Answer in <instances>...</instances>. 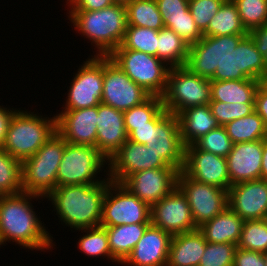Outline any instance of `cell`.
<instances>
[{"mask_svg":"<svg viewBox=\"0 0 267 266\" xmlns=\"http://www.w3.org/2000/svg\"><path fill=\"white\" fill-rule=\"evenodd\" d=\"M44 200L41 196L20 192L7 194L0 199V248L14 243L31 251L54 250L53 234L34 210L32 200ZM43 222V223H42ZM54 247V248H53Z\"/></svg>","mask_w":267,"mask_h":266,"instance_id":"cell-1","label":"cell"},{"mask_svg":"<svg viewBox=\"0 0 267 266\" xmlns=\"http://www.w3.org/2000/svg\"><path fill=\"white\" fill-rule=\"evenodd\" d=\"M110 182L108 177L96 184L56 187L47 200L51 202L52 212H56L59 222L70 227L71 231L98 227L102 218L103 199Z\"/></svg>","mask_w":267,"mask_h":266,"instance_id":"cell-2","label":"cell"},{"mask_svg":"<svg viewBox=\"0 0 267 266\" xmlns=\"http://www.w3.org/2000/svg\"><path fill=\"white\" fill-rule=\"evenodd\" d=\"M66 13L76 32L95 47L92 51L95 52V56H109L121 45L127 29V12L124 4L114 3L97 11Z\"/></svg>","mask_w":267,"mask_h":266,"instance_id":"cell-3","label":"cell"},{"mask_svg":"<svg viewBox=\"0 0 267 266\" xmlns=\"http://www.w3.org/2000/svg\"><path fill=\"white\" fill-rule=\"evenodd\" d=\"M50 116L20 108L10 121L2 148L21 161L33 156L56 132V115Z\"/></svg>","mask_w":267,"mask_h":266,"instance_id":"cell-4","label":"cell"},{"mask_svg":"<svg viewBox=\"0 0 267 266\" xmlns=\"http://www.w3.org/2000/svg\"><path fill=\"white\" fill-rule=\"evenodd\" d=\"M66 143L56 131L33 156L22 161L23 192L47 198L55 190Z\"/></svg>","mask_w":267,"mask_h":266,"instance_id":"cell-5","label":"cell"},{"mask_svg":"<svg viewBox=\"0 0 267 266\" xmlns=\"http://www.w3.org/2000/svg\"><path fill=\"white\" fill-rule=\"evenodd\" d=\"M108 165L109 161L97 147L66 143L57 172L56 187L100 183L108 178ZM100 172L106 176L99 177Z\"/></svg>","mask_w":267,"mask_h":266,"instance_id":"cell-6","label":"cell"},{"mask_svg":"<svg viewBox=\"0 0 267 266\" xmlns=\"http://www.w3.org/2000/svg\"><path fill=\"white\" fill-rule=\"evenodd\" d=\"M161 97L164 108L176 116L186 108L207 105L211 101L210 79L191 73L185 66L172 67Z\"/></svg>","mask_w":267,"mask_h":266,"instance_id":"cell-7","label":"cell"},{"mask_svg":"<svg viewBox=\"0 0 267 266\" xmlns=\"http://www.w3.org/2000/svg\"><path fill=\"white\" fill-rule=\"evenodd\" d=\"M109 57L137 85L151 95L162 96L170 67L156 56L130 49H115Z\"/></svg>","mask_w":267,"mask_h":266,"instance_id":"cell-8","label":"cell"},{"mask_svg":"<svg viewBox=\"0 0 267 266\" xmlns=\"http://www.w3.org/2000/svg\"><path fill=\"white\" fill-rule=\"evenodd\" d=\"M151 224V207L121 183L111 181L103 203L100 226Z\"/></svg>","mask_w":267,"mask_h":266,"instance_id":"cell-9","label":"cell"},{"mask_svg":"<svg viewBox=\"0 0 267 266\" xmlns=\"http://www.w3.org/2000/svg\"><path fill=\"white\" fill-rule=\"evenodd\" d=\"M170 167L183 170L185 145L181 139L178 117L163 108L149 121L148 141L145 144Z\"/></svg>","mask_w":267,"mask_h":266,"instance_id":"cell-10","label":"cell"},{"mask_svg":"<svg viewBox=\"0 0 267 266\" xmlns=\"http://www.w3.org/2000/svg\"><path fill=\"white\" fill-rule=\"evenodd\" d=\"M92 56V57H91ZM62 109L98 106L103 94V56L90 55L73 73Z\"/></svg>","mask_w":267,"mask_h":266,"instance_id":"cell-11","label":"cell"},{"mask_svg":"<svg viewBox=\"0 0 267 266\" xmlns=\"http://www.w3.org/2000/svg\"><path fill=\"white\" fill-rule=\"evenodd\" d=\"M246 35L203 36L189 45L185 67L193 74L210 79Z\"/></svg>","mask_w":267,"mask_h":266,"instance_id":"cell-12","label":"cell"},{"mask_svg":"<svg viewBox=\"0 0 267 266\" xmlns=\"http://www.w3.org/2000/svg\"><path fill=\"white\" fill-rule=\"evenodd\" d=\"M177 187L186 196L194 223L200 227L228 207V191L210 184L200 183L179 172Z\"/></svg>","mask_w":267,"mask_h":266,"instance_id":"cell-13","label":"cell"},{"mask_svg":"<svg viewBox=\"0 0 267 266\" xmlns=\"http://www.w3.org/2000/svg\"><path fill=\"white\" fill-rule=\"evenodd\" d=\"M151 96L137 85L109 56H103V94L101 103L127 111Z\"/></svg>","mask_w":267,"mask_h":266,"instance_id":"cell-14","label":"cell"},{"mask_svg":"<svg viewBox=\"0 0 267 266\" xmlns=\"http://www.w3.org/2000/svg\"><path fill=\"white\" fill-rule=\"evenodd\" d=\"M253 79L265 82L264 57L253 39L247 34L237 47L216 68L210 80Z\"/></svg>","mask_w":267,"mask_h":266,"instance_id":"cell-15","label":"cell"},{"mask_svg":"<svg viewBox=\"0 0 267 266\" xmlns=\"http://www.w3.org/2000/svg\"><path fill=\"white\" fill-rule=\"evenodd\" d=\"M170 167L150 147L127 139L120 149L109 159L108 177L122 183L128 176L147 169Z\"/></svg>","mask_w":267,"mask_h":266,"instance_id":"cell-16","label":"cell"},{"mask_svg":"<svg viewBox=\"0 0 267 266\" xmlns=\"http://www.w3.org/2000/svg\"><path fill=\"white\" fill-rule=\"evenodd\" d=\"M151 224L171 236L198 228L186 196L178 187L151 206Z\"/></svg>","mask_w":267,"mask_h":266,"instance_id":"cell-17","label":"cell"},{"mask_svg":"<svg viewBox=\"0 0 267 266\" xmlns=\"http://www.w3.org/2000/svg\"><path fill=\"white\" fill-rule=\"evenodd\" d=\"M179 172L173 167L142 170L128 176L121 184L151 207L177 187Z\"/></svg>","mask_w":267,"mask_h":266,"instance_id":"cell-18","label":"cell"},{"mask_svg":"<svg viewBox=\"0 0 267 266\" xmlns=\"http://www.w3.org/2000/svg\"><path fill=\"white\" fill-rule=\"evenodd\" d=\"M182 171L197 182L217 186L227 191L230 188L226 158L200 150L194 144L185 147Z\"/></svg>","mask_w":267,"mask_h":266,"instance_id":"cell-19","label":"cell"},{"mask_svg":"<svg viewBox=\"0 0 267 266\" xmlns=\"http://www.w3.org/2000/svg\"><path fill=\"white\" fill-rule=\"evenodd\" d=\"M56 113V131L67 143L96 147L98 106Z\"/></svg>","mask_w":267,"mask_h":266,"instance_id":"cell-20","label":"cell"},{"mask_svg":"<svg viewBox=\"0 0 267 266\" xmlns=\"http://www.w3.org/2000/svg\"><path fill=\"white\" fill-rule=\"evenodd\" d=\"M228 207L244 221L267 219V180H251L230 186Z\"/></svg>","mask_w":267,"mask_h":266,"instance_id":"cell-21","label":"cell"},{"mask_svg":"<svg viewBox=\"0 0 267 266\" xmlns=\"http://www.w3.org/2000/svg\"><path fill=\"white\" fill-rule=\"evenodd\" d=\"M172 236L150 224L123 266H167Z\"/></svg>","mask_w":267,"mask_h":266,"instance_id":"cell-22","label":"cell"},{"mask_svg":"<svg viewBox=\"0 0 267 266\" xmlns=\"http://www.w3.org/2000/svg\"><path fill=\"white\" fill-rule=\"evenodd\" d=\"M263 140L235 143L227 155L230 186L261 179Z\"/></svg>","mask_w":267,"mask_h":266,"instance_id":"cell-23","label":"cell"},{"mask_svg":"<svg viewBox=\"0 0 267 266\" xmlns=\"http://www.w3.org/2000/svg\"><path fill=\"white\" fill-rule=\"evenodd\" d=\"M96 147L109 159L128 139L122 111L100 103L97 116Z\"/></svg>","mask_w":267,"mask_h":266,"instance_id":"cell-24","label":"cell"},{"mask_svg":"<svg viewBox=\"0 0 267 266\" xmlns=\"http://www.w3.org/2000/svg\"><path fill=\"white\" fill-rule=\"evenodd\" d=\"M206 243L198 228L172 236L167 266H198Z\"/></svg>","mask_w":267,"mask_h":266,"instance_id":"cell-25","label":"cell"},{"mask_svg":"<svg viewBox=\"0 0 267 266\" xmlns=\"http://www.w3.org/2000/svg\"><path fill=\"white\" fill-rule=\"evenodd\" d=\"M183 144H194L209 131L218 128L216 118L212 115L209 104L186 108L177 115Z\"/></svg>","mask_w":267,"mask_h":266,"instance_id":"cell-26","label":"cell"},{"mask_svg":"<svg viewBox=\"0 0 267 266\" xmlns=\"http://www.w3.org/2000/svg\"><path fill=\"white\" fill-rule=\"evenodd\" d=\"M244 220L227 207L223 212L203 223L198 229L205 241L211 243L238 244Z\"/></svg>","mask_w":267,"mask_h":266,"instance_id":"cell-27","label":"cell"},{"mask_svg":"<svg viewBox=\"0 0 267 266\" xmlns=\"http://www.w3.org/2000/svg\"><path fill=\"white\" fill-rule=\"evenodd\" d=\"M261 83V81L253 79L210 80L211 101L255 103V95Z\"/></svg>","mask_w":267,"mask_h":266,"instance_id":"cell-28","label":"cell"},{"mask_svg":"<svg viewBox=\"0 0 267 266\" xmlns=\"http://www.w3.org/2000/svg\"><path fill=\"white\" fill-rule=\"evenodd\" d=\"M150 224L104 227L108 234L111 255L121 264L134 249Z\"/></svg>","mask_w":267,"mask_h":266,"instance_id":"cell-29","label":"cell"},{"mask_svg":"<svg viewBox=\"0 0 267 266\" xmlns=\"http://www.w3.org/2000/svg\"><path fill=\"white\" fill-rule=\"evenodd\" d=\"M189 44L168 28L158 31L157 58L170 68L183 67L188 58Z\"/></svg>","mask_w":267,"mask_h":266,"instance_id":"cell-30","label":"cell"},{"mask_svg":"<svg viewBox=\"0 0 267 266\" xmlns=\"http://www.w3.org/2000/svg\"><path fill=\"white\" fill-rule=\"evenodd\" d=\"M248 34L232 0H226L208 24L204 36Z\"/></svg>","mask_w":267,"mask_h":266,"instance_id":"cell-31","label":"cell"},{"mask_svg":"<svg viewBox=\"0 0 267 266\" xmlns=\"http://www.w3.org/2000/svg\"><path fill=\"white\" fill-rule=\"evenodd\" d=\"M224 127L234 144L267 138V129L264 126L263 119L256 111L245 117L235 119Z\"/></svg>","mask_w":267,"mask_h":266,"instance_id":"cell-32","label":"cell"},{"mask_svg":"<svg viewBox=\"0 0 267 266\" xmlns=\"http://www.w3.org/2000/svg\"><path fill=\"white\" fill-rule=\"evenodd\" d=\"M127 25L155 30L164 28L156 0H132L126 5Z\"/></svg>","mask_w":267,"mask_h":266,"instance_id":"cell-33","label":"cell"},{"mask_svg":"<svg viewBox=\"0 0 267 266\" xmlns=\"http://www.w3.org/2000/svg\"><path fill=\"white\" fill-rule=\"evenodd\" d=\"M78 231H81L83 233V235L79 237V240L76 243L81 253L87 255L88 258H99L100 256V258L103 257L104 259L107 257L108 260L120 264L111 255L108 242V234L104 227L98 226L94 228H84L78 229Z\"/></svg>","mask_w":267,"mask_h":266,"instance_id":"cell-34","label":"cell"},{"mask_svg":"<svg viewBox=\"0 0 267 266\" xmlns=\"http://www.w3.org/2000/svg\"><path fill=\"white\" fill-rule=\"evenodd\" d=\"M158 30L127 25L124 39L116 49H130L157 57Z\"/></svg>","mask_w":267,"mask_h":266,"instance_id":"cell-35","label":"cell"},{"mask_svg":"<svg viewBox=\"0 0 267 266\" xmlns=\"http://www.w3.org/2000/svg\"><path fill=\"white\" fill-rule=\"evenodd\" d=\"M0 191L4 194H17L22 189V161L12 157L0 148Z\"/></svg>","mask_w":267,"mask_h":266,"instance_id":"cell-36","label":"cell"},{"mask_svg":"<svg viewBox=\"0 0 267 266\" xmlns=\"http://www.w3.org/2000/svg\"><path fill=\"white\" fill-rule=\"evenodd\" d=\"M163 108L162 97L151 95L143 103L124 111V123L127 135L132 132V126L149 125V121Z\"/></svg>","mask_w":267,"mask_h":266,"instance_id":"cell-37","label":"cell"},{"mask_svg":"<svg viewBox=\"0 0 267 266\" xmlns=\"http://www.w3.org/2000/svg\"><path fill=\"white\" fill-rule=\"evenodd\" d=\"M237 248L265 253L267 251V219L244 221Z\"/></svg>","mask_w":267,"mask_h":266,"instance_id":"cell-38","label":"cell"},{"mask_svg":"<svg viewBox=\"0 0 267 266\" xmlns=\"http://www.w3.org/2000/svg\"><path fill=\"white\" fill-rule=\"evenodd\" d=\"M247 32L267 24V0H232Z\"/></svg>","mask_w":267,"mask_h":266,"instance_id":"cell-39","label":"cell"},{"mask_svg":"<svg viewBox=\"0 0 267 266\" xmlns=\"http://www.w3.org/2000/svg\"><path fill=\"white\" fill-rule=\"evenodd\" d=\"M194 145L215 155L227 157L234 143L231 141L224 126H219L198 139Z\"/></svg>","mask_w":267,"mask_h":266,"instance_id":"cell-40","label":"cell"},{"mask_svg":"<svg viewBox=\"0 0 267 266\" xmlns=\"http://www.w3.org/2000/svg\"><path fill=\"white\" fill-rule=\"evenodd\" d=\"M237 245L233 243H206L198 266H233Z\"/></svg>","mask_w":267,"mask_h":266,"instance_id":"cell-41","label":"cell"},{"mask_svg":"<svg viewBox=\"0 0 267 266\" xmlns=\"http://www.w3.org/2000/svg\"><path fill=\"white\" fill-rule=\"evenodd\" d=\"M209 106L212 115L216 118L220 126L245 117L255 111V103H223L219 101H210Z\"/></svg>","mask_w":267,"mask_h":266,"instance_id":"cell-42","label":"cell"},{"mask_svg":"<svg viewBox=\"0 0 267 266\" xmlns=\"http://www.w3.org/2000/svg\"><path fill=\"white\" fill-rule=\"evenodd\" d=\"M164 27L174 31L189 45L199 41L204 35L199 30L190 11L185 16L169 17L164 21Z\"/></svg>","mask_w":267,"mask_h":266,"instance_id":"cell-43","label":"cell"},{"mask_svg":"<svg viewBox=\"0 0 267 266\" xmlns=\"http://www.w3.org/2000/svg\"><path fill=\"white\" fill-rule=\"evenodd\" d=\"M226 0H189V11L199 30L204 33L213 16Z\"/></svg>","mask_w":267,"mask_h":266,"instance_id":"cell-44","label":"cell"},{"mask_svg":"<svg viewBox=\"0 0 267 266\" xmlns=\"http://www.w3.org/2000/svg\"><path fill=\"white\" fill-rule=\"evenodd\" d=\"M163 21L169 17L185 16L189 11V0H156Z\"/></svg>","mask_w":267,"mask_h":266,"instance_id":"cell-45","label":"cell"},{"mask_svg":"<svg viewBox=\"0 0 267 266\" xmlns=\"http://www.w3.org/2000/svg\"><path fill=\"white\" fill-rule=\"evenodd\" d=\"M233 266H266L263 253L236 248Z\"/></svg>","mask_w":267,"mask_h":266,"instance_id":"cell-46","label":"cell"},{"mask_svg":"<svg viewBox=\"0 0 267 266\" xmlns=\"http://www.w3.org/2000/svg\"><path fill=\"white\" fill-rule=\"evenodd\" d=\"M67 11H97L113 5V0H66Z\"/></svg>","mask_w":267,"mask_h":266,"instance_id":"cell-47","label":"cell"},{"mask_svg":"<svg viewBox=\"0 0 267 266\" xmlns=\"http://www.w3.org/2000/svg\"><path fill=\"white\" fill-rule=\"evenodd\" d=\"M255 111L263 119L267 129V82H262L255 95Z\"/></svg>","mask_w":267,"mask_h":266,"instance_id":"cell-48","label":"cell"},{"mask_svg":"<svg viewBox=\"0 0 267 266\" xmlns=\"http://www.w3.org/2000/svg\"><path fill=\"white\" fill-rule=\"evenodd\" d=\"M18 110L19 109L17 108H8L5 106L3 107V105H0V148H2L5 142L10 121Z\"/></svg>","mask_w":267,"mask_h":266,"instance_id":"cell-49","label":"cell"},{"mask_svg":"<svg viewBox=\"0 0 267 266\" xmlns=\"http://www.w3.org/2000/svg\"><path fill=\"white\" fill-rule=\"evenodd\" d=\"M258 51L264 57L267 53V24L256 27L248 32Z\"/></svg>","mask_w":267,"mask_h":266,"instance_id":"cell-50","label":"cell"},{"mask_svg":"<svg viewBox=\"0 0 267 266\" xmlns=\"http://www.w3.org/2000/svg\"><path fill=\"white\" fill-rule=\"evenodd\" d=\"M149 125L132 126V132L128 135V139L138 144H146L148 141Z\"/></svg>","mask_w":267,"mask_h":266,"instance_id":"cell-51","label":"cell"},{"mask_svg":"<svg viewBox=\"0 0 267 266\" xmlns=\"http://www.w3.org/2000/svg\"><path fill=\"white\" fill-rule=\"evenodd\" d=\"M261 179L267 180V138L263 139Z\"/></svg>","mask_w":267,"mask_h":266,"instance_id":"cell-52","label":"cell"},{"mask_svg":"<svg viewBox=\"0 0 267 266\" xmlns=\"http://www.w3.org/2000/svg\"><path fill=\"white\" fill-rule=\"evenodd\" d=\"M264 63H265V82H267V53L264 56Z\"/></svg>","mask_w":267,"mask_h":266,"instance_id":"cell-53","label":"cell"},{"mask_svg":"<svg viewBox=\"0 0 267 266\" xmlns=\"http://www.w3.org/2000/svg\"><path fill=\"white\" fill-rule=\"evenodd\" d=\"M115 3H120L126 5L127 3L131 2L132 0H113Z\"/></svg>","mask_w":267,"mask_h":266,"instance_id":"cell-54","label":"cell"},{"mask_svg":"<svg viewBox=\"0 0 267 266\" xmlns=\"http://www.w3.org/2000/svg\"><path fill=\"white\" fill-rule=\"evenodd\" d=\"M263 257H264V260H265V263H266V266H267V251L265 253H263Z\"/></svg>","mask_w":267,"mask_h":266,"instance_id":"cell-55","label":"cell"},{"mask_svg":"<svg viewBox=\"0 0 267 266\" xmlns=\"http://www.w3.org/2000/svg\"><path fill=\"white\" fill-rule=\"evenodd\" d=\"M4 196V194L0 191V199Z\"/></svg>","mask_w":267,"mask_h":266,"instance_id":"cell-56","label":"cell"}]
</instances>
